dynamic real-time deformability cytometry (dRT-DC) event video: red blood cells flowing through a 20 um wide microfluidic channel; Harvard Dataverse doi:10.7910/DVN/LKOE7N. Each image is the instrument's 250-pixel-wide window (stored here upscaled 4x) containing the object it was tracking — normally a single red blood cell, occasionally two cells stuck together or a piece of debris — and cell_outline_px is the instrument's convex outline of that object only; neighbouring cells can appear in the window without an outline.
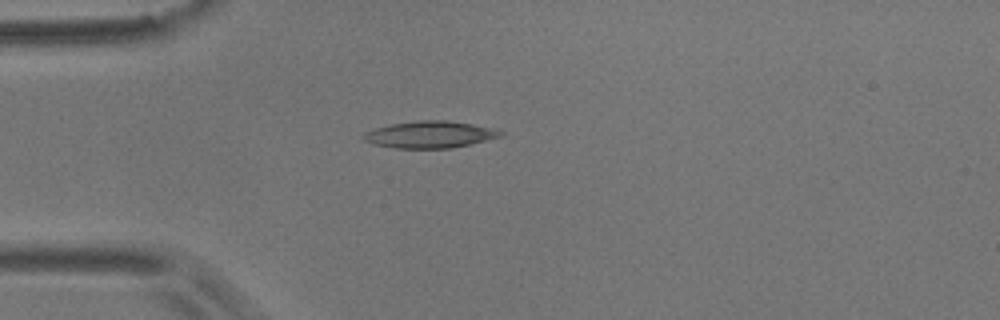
{"species": "common noctule bat (a hibernating species)", "species_latin": "Nyctalus noctula", "temperature_condition": "room temperature", "stored_images_in_passage": 42, "camera_frame_rate_fps": 3000, "um_per_image_px": 0.085, "animal": {"sex": "male", "body_mass_g": 17.9}, "frame": {"image": 1, "passage_image": 1, "time_ms": 0.0, "image_size_px": [1000, 320], "cell_outline_px": [[504, 136], [472, 144], [452, 148], [396, 148], [372, 144], [364, 140], [360, 136], [364, 132], [376, 128], [392, 124], [420, 120], [448, 120], [496, 128], [504, 132]], "centroid_in_image_um": [36.58, 11.44], "position_along_channel_um": 48.4, "area_um2": 21.68}}
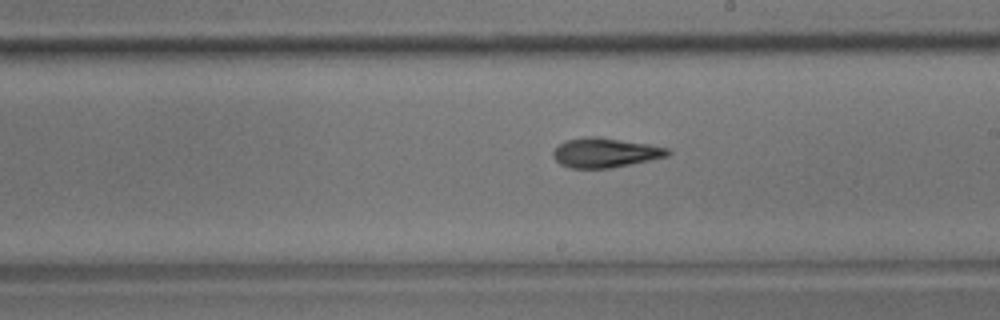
{"frame": {"image": 2, "passage_image": 18, "time_ms": 5.667, "image_size_px": [1000, 320], "cell_outline_px": [[672, 152], [668, 156], [608, 168], [572, 168], [560, 164], [552, 156], [552, 152], [560, 144], [568, 140], [584, 136], [596, 136], [648, 144], [668, 148]], "centroid_in_image_um": [51.42, 12.97], "position_along_channel_um": 237.6, "area_um2": 19.48}}
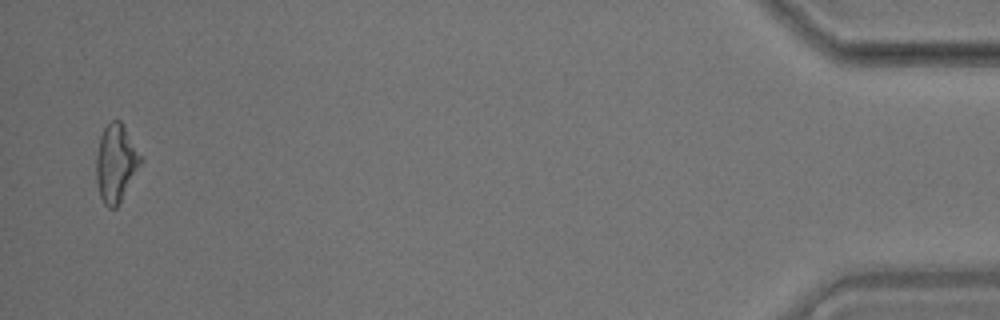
{"frame": {"image": 3, "passage_image": 41, "time_ms": 13.333, "image_size_px": [1000, 320], "cell_outline_px": [[144, 160], [116, 208], [108, 208], [104, 204], [100, 196], [96, 180], [96, 156], [100, 136], [104, 128], [112, 120], [120, 120]], "centroid_in_image_um": [9.85, 13.88], "position_along_channel_um": 425.4, "area_um2": 20.0}, "authors_computed_cell_mechanics": {"area_um2": 19.4786, "velocity_mm_per_s": 3.5542, "shape_relaxation_time_tau1_ms": 5.8521, "shape_relaxation_time_tau2_ms": 3.595, "deformation_change_tau1": 0.1572, "deformation_change_tau2": 0.1296}}